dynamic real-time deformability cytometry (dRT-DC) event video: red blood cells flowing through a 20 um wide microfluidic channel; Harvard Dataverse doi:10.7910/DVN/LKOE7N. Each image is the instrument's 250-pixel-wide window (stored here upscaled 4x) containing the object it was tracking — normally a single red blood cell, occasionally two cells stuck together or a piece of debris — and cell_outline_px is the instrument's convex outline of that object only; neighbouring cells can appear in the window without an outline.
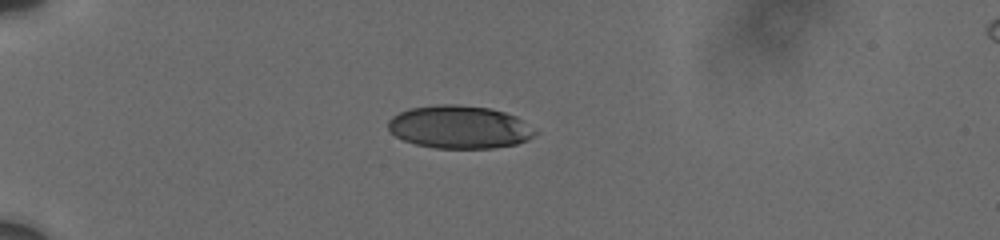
{"species": "human", "species_latin": "Homo sapiens", "temperature_condition": "cold", "stored_images_in_passage": 2, "camera_frame_rate_fps": 3000, "um_per_image_px": 0.085, "donor": {"sex": "male"}, "frame": {"image": 1, "passage_image": 1, "time_ms": 0.0, "image_size_px": [1000, 240], "cell_outline_px": [[536, 132], [528, 140], [516, 144], [492, 148], [432, 148], [416, 144], [404, 140], [396, 136], [388, 128], [388, 120], [392, 116], [400, 112], [412, 108], [436, 104], [456, 104], [488, 108], [504, 112], [516, 116]], "centroid_in_image_um": [39.02, 10.8], "position_along_channel_um": 46.0, "area_um2": 36.47}}